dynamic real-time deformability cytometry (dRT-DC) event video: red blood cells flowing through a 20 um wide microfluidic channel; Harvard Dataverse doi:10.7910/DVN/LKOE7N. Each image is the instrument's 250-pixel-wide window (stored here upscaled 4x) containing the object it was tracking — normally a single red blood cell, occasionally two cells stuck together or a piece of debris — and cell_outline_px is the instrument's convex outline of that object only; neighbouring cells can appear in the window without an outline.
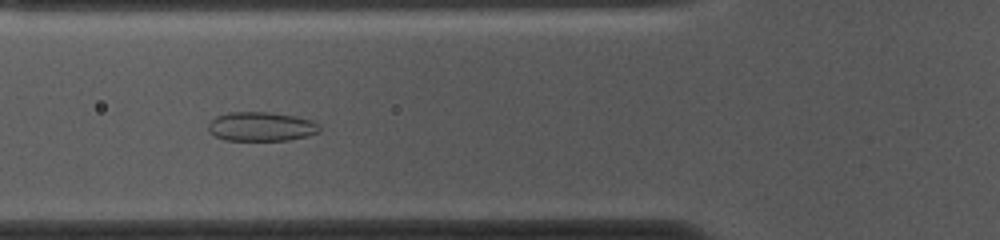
{"species": "common noctule bat (a hibernating species)", "species_latin": "Nyctalus noctula", "temperature_condition": "cold", "stored_images_in_passage": 53, "camera_frame_rate_fps": 3000, "um_per_image_px": 0.085, "animal": {"sex": "female", "body_mass_g": 10.0, "forearm_length_mm": 53.1}, "frame": {"image": 1, "passage_image": 18, "time_ms": 5.667, "image_size_px": [1000, 240], "cell_outline_px": [[320, 132], [308, 136], [288, 140], [224, 140], [208, 132], [208, 124], [216, 116], [228, 112], [268, 112], [296, 116], [312, 120], [320, 124]], "centroid_in_image_um": [22.22, 10.75], "position_along_channel_um": 103.6, "area_um2": 19.07}}
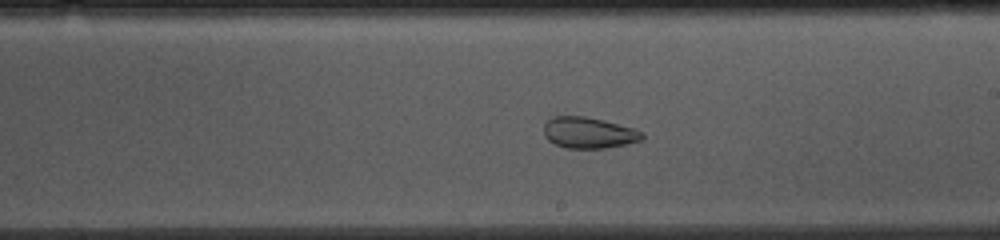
{"frame": {"image": 2, "passage_image": 29, "time_ms": 9.333, "image_size_px": [1000, 240], "cell_outline_px": [[644, 140], [604, 148], [564, 148], [548, 140], [544, 136], [544, 124], [552, 116], [584, 116], [636, 128], [644, 132]], "centroid_in_image_um": [50.05, 11.28], "position_along_channel_um": 238.9, "area_um2": 17.92}}
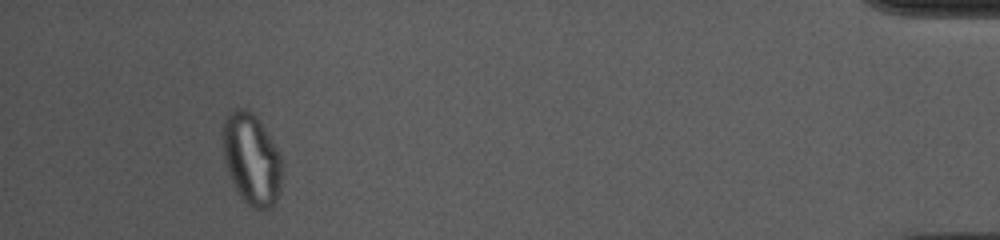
{"frame": {"image": 3, "passage_image": 49, "time_ms": 16.0, "image_size_px": [1000, 240], "cell_outline_px": [[284, 164], [276, 204], [272, 208], [252, 208], [240, 196], [228, 172], [224, 160], [224, 120], [228, 112], [232, 108], [248, 108], [256, 116], [280, 152]], "centroid_in_image_um": [21.42, 13.51], "position_along_channel_um": 413.8, "area_um2": 31.62}}